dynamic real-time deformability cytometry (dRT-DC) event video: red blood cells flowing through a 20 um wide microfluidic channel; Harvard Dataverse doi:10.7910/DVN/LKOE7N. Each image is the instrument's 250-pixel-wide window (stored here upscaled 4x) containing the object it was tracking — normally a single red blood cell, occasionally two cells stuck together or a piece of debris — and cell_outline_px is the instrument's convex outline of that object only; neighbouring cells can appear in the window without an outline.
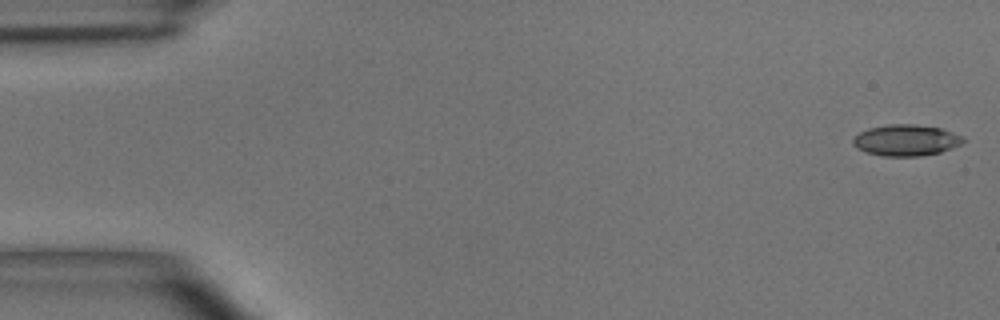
{"species": "common noctule bat (a hibernating species)", "species_latin": "Nyctalus noctula", "temperature_condition": "room temperature", "stored_images_in_passage": 5, "camera_frame_rate_fps": 3000, "um_per_image_px": 0.085, "animal": {"sex": "male", "body_mass_g": 15.6}, "frame": {"image": 1, "passage_image": 1, "time_ms": 0.0, "image_size_px": [1000, 320], "cell_outline_px": [[968, 140], [952, 148], [940, 152], [920, 156], [884, 156], [868, 152], [856, 148], [852, 144], [852, 140], [860, 132], [868, 128], [888, 124], [916, 124], [940, 128], [964, 136]], "centroid_in_image_um": [77.04, 11.91], "position_along_channel_um": 8.0, "area_um2": 20.11}}